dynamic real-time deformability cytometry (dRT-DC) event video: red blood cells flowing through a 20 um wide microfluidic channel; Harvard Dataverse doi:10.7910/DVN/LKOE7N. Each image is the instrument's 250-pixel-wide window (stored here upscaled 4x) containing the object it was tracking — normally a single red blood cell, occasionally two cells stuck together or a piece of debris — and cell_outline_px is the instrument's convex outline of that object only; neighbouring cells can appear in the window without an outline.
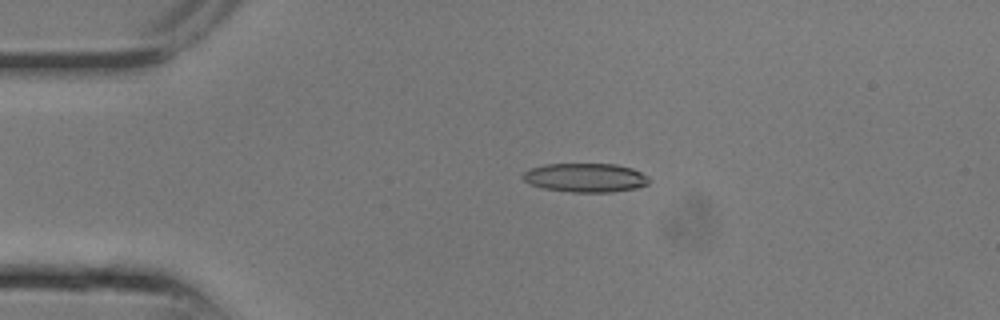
{"species": "common noctule bat (a hibernating species)", "species_latin": "Nyctalus noctula", "temperature_condition": "room temperature", "stored_images_in_passage": 4, "camera_frame_rate_fps": 3000, "um_per_image_px": 0.085, "animal": {"sex": "male", "body_mass_g": 13.3}, "frame": {"image": 1, "passage_image": 2, "time_ms": 0.333, "image_size_px": [1000, 320], "cell_outline_px": [[648, 184], [636, 188], [612, 192], [572, 192], [544, 188], [528, 184], [520, 176], [524, 172], [532, 168], [544, 164], [616, 164], [632, 168], [648, 176]], "centroid_in_image_um": [49.74, 15.1], "position_along_channel_um": 35.3, "area_um2": 21.27}}